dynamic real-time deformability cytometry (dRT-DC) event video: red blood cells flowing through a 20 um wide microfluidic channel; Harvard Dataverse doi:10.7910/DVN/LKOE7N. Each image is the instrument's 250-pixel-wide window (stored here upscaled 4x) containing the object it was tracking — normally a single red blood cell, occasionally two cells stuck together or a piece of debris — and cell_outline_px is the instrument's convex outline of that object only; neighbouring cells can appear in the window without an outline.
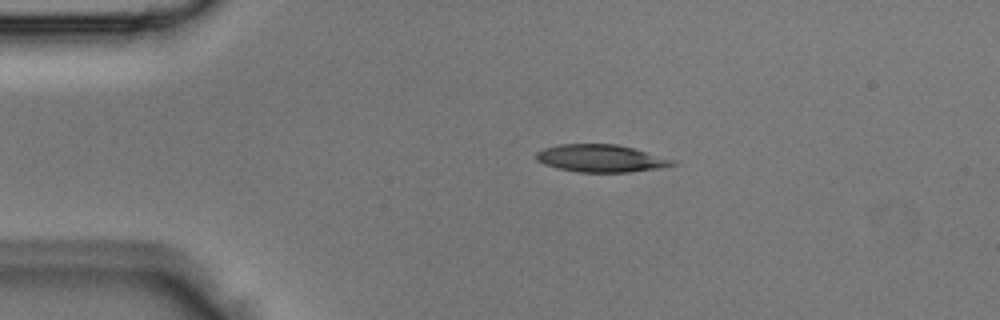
{"species": "Egyptian fruit bat (a non-hibernating species)", "species_latin": "Rousettus aegyptiacus", "temperature_condition": "room temperature", "stored_images_in_passage": 3, "camera_frame_rate_fps": 3000, "um_per_image_px": 0.085, "animal": {"sex": "male"}, "frame": {"image": 1, "passage_image": 2, "time_ms": 0.333, "image_size_px": [1000, 320], "cell_outline_px": [[676, 164], [660, 168], [628, 172], [580, 172], [560, 168], [544, 164], [536, 160], [536, 152], [544, 148], [560, 144], [616, 144], [632, 148], [676, 160]], "centroid_in_image_um": [51.07, 13.46], "position_along_channel_um": 33.9, "area_um2": 21.62}}